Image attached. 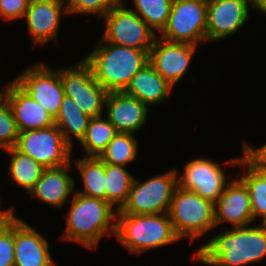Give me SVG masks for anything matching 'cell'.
Segmentation results:
<instances>
[{"instance_id": "7", "label": "cell", "mask_w": 266, "mask_h": 266, "mask_svg": "<svg viewBox=\"0 0 266 266\" xmlns=\"http://www.w3.org/2000/svg\"><path fill=\"white\" fill-rule=\"evenodd\" d=\"M207 0H173L167 24L159 37L198 45L206 42Z\"/></svg>"}, {"instance_id": "34", "label": "cell", "mask_w": 266, "mask_h": 266, "mask_svg": "<svg viewBox=\"0 0 266 266\" xmlns=\"http://www.w3.org/2000/svg\"><path fill=\"white\" fill-rule=\"evenodd\" d=\"M243 157L256 169L266 172V143L254 149L248 142L243 143Z\"/></svg>"}, {"instance_id": "30", "label": "cell", "mask_w": 266, "mask_h": 266, "mask_svg": "<svg viewBox=\"0 0 266 266\" xmlns=\"http://www.w3.org/2000/svg\"><path fill=\"white\" fill-rule=\"evenodd\" d=\"M19 135L16 120L10 104L0 94V149L15 146Z\"/></svg>"}, {"instance_id": "24", "label": "cell", "mask_w": 266, "mask_h": 266, "mask_svg": "<svg viewBox=\"0 0 266 266\" xmlns=\"http://www.w3.org/2000/svg\"><path fill=\"white\" fill-rule=\"evenodd\" d=\"M76 167L81 174L83 191L76 193L106 201L105 163L99 157L76 159Z\"/></svg>"}, {"instance_id": "11", "label": "cell", "mask_w": 266, "mask_h": 266, "mask_svg": "<svg viewBox=\"0 0 266 266\" xmlns=\"http://www.w3.org/2000/svg\"><path fill=\"white\" fill-rule=\"evenodd\" d=\"M39 62L27 67L14 81L55 120L65 96L58 70Z\"/></svg>"}, {"instance_id": "33", "label": "cell", "mask_w": 266, "mask_h": 266, "mask_svg": "<svg viewBox=\"0 0 266 266\" xmlns=\"http://www.w3.org/2000/svg\"><path fill=\"white\" fill-rule=\"evenodd\" d=\"M14 223L11 228L0 237V266H14Z\"/></svg>"}, {"instance_id": "26", "label": "cell", "mask_w": 266, "mask_h": 266, "mask_svg": "<svg viewBox=\"0 0 266 266\" xmlns=\"http://www.w3.org/2000/svg\"><path fill=\"white\" fill-rule=\"evenodd\" d=\"M106 201L120 210L127 202L135 177L126 167L105 163Z\"/></svg>"}, {"instance_id": "21", "label": "cell", "mask_w": 266, "mask_h": 266, "mask_svg": "<svg viewBox=\"0 0 266 266\" xmlns=\"http://www.w3.org/2000/svg\"><path fill=\"white\" fill-rule=\"evenodd\" d=\"M173 88L174 86L148 63L132 77L123 93L139 99L149 107L167 101Z\"/></svg>"}, {"instance_id": "19", "label": "cell", "mask_w": 266, "mask_h": 266, "mask_svg": "<svg viewBox=\"0 0 266 266\" xmlns=\"http://www.w3.org/2000/svg\"><path fill=\"white\" fill-rule=\"evenodd\" d=\"M104 108L117 132L132 134L145 126L149 112L146 104L123 92L108 93Z\"/></svg>"}, {"instance_id": "13", "label": "cell", "mask_w": 266, "mask_h": 266, "mask_svg": "<svg viewBox=\"0 0 266 266\" xmlns=\"http://www.w3.org/2000/svg\"><path fill=\"white\" fill-rule=\"evenodd\" d=\"M252 0H207L206 42H219L236 33L249 20Z\"/></svg>"}, {"instance_id": "5", "label": "cell", "mask_w": 266, "mask_h": 266, "mask_svg": "<svg viewBox=\"0 0 266 266\" xmlns=\"http://www.w3.org/2000/svg\"><path fill=\"white\" fill-rule=\"evenodd\" d=\"M176 235L190 244L215 227L214 203L179 186L174 190L168 211Z\"/></svg>"}, {"instance_id": "29", "label": "cell", "mask_w": 266, "mask_h": 266, "mask_svg": "<svg viewBox=\"0 0 266 266\" xmlns=\"http://www.w3.org/2000/svg\"><path fill=\"white\" fill-rule=\"evenodd\" d=\"M172 2L173 0H134L135 9L132 10L157 34L167 24Z\"/></svg>"}, {"instance_id": "28", "label": "cell", "mask_w": 266, "mask_h": 266, "mask_svg": "<svg viewBox=\"0 0 266 266\" xmlns=\"http://www.w3.org/2000/svg\"><path fill=\"white\" fill-rule=\"evenodd\" d=\"M138 140L132 133L117 132L100 155L104 163L127 167L138 158Z\"/></svg>"}, {"instance_id": "15", "label": "cell", "mask_w": 266, "mask_h": 266, "mask_svg": "<svg viewBox=\"0 0 266 266\" xmlns=\"http://www.w3.org/2000/svg\"><path fill=\"white\" fill-rule=\"evenodd\" d=\"M62 14H68L67 0H30L23 18L34 45L57 39Z\"/></svg>"}, {"instance_id": "12", "label": "cell", "mask_w": 266, "mask_h": 266, "mask_svg": "<svg viewBox=\"0 0 266 266\" xmlns=\"http://www.w3.org/2000/svg\"><path fill=\"white\" fill-rule=\"evenodd\" d=\"M227 178L221 165L200 157L185 164L182 175L179 176L178 173L177 182L180 188L195 192L215 203L228 184Z\"/></svg>"}, {"instance_id": "8", "label": "cell", "mask_w": 266, "mask_h": 266, "mask_svg": "<svg viewBox=\"0 0 266 266\" xmlns=\"http://www.w3.org/2000/svg\"><path fill=\"white\" fill-rule=\"evenodd\" d=\"M14 147L29 155L45 169L64 166L73 159L72 147L65 141L63 133L55 124L19 132Z\"/></svg>"}, {"instance_id": "25", "label": "cell", "mask_w": 266, "mask_h": 266, "mask_svg": "<svg viewBox=\"0 0 266 266\" xmlns=\"http://www.w3.org/2000/svg\"><path fill=\"white\" fill-rule=\"evenodd\" d=\"M4 151L11 155L8 168L10 177L15 183L25 188L26 193H29L40 179L45 168L15 147Z\"/></svg>"}, {"instance_id": "4", "label": "cell", "mask_w": 266, "mask_h": 266, "mask_svg": "<svg viewBox=\"0 0 266 266\" xmlns=\"http://www.w3.org/2000/svg\"><path fill=\"white\" fill-rule=\"evenodd\" d=\"M115 237L131 254H142L181 240L168 213L116 214Z\"/></svg>"}, {"instance_id": "35", "label": "cell", "mask_w": 266, "mask_h": 266, "mask_svg": "<svg viewBox=\"0 0 266 266\" xmlns=\"http://www.w3.org/2000/svg\"><path fill=\"white\" fill-rule=\"evenodd\" d=\"M14 209L0 210V237L7 232L18 217L14 215Z\"/></svg>"}, {"instance_id": "16", "label": "cell", "mask_w": 266, "mask_h": 266, "mask_svg": "<svg viewBox=\"0 0 266 266\" xmlns=\"http://www.w3.org/2000/svg\"><path fill=\"white\" fill-rule=\"evenodd\" d=\"M214 219L215 227L225 222H229L232 228L253 224L250 195L239 178L230 180L214 203Z\"/></svg>"}, {"instance_id": "32", "label": "cell", "mask_w": 266, "mask_h": 266, "mask_svg": "<svg viewBox=\"0 0 266 266\" xmlns=\"http://www.w3.org/2000/svg\"><path fill=\"white\" fill-rule=\"evenodd\" d=\"M29 2L30 0H0V18L5 21L23 18Z\"/></svg>"}, {"instance_id": "10", "label": "cell", "mask_w": 266, "mask_h": 266, "mask_svg": "<svg viewBox=\"0 0 266 266\" xmlns=\"http://www.w3.org/2000/svg\"><path fill=\"white\" fill-rule=\"evenodd\" d=\"M105 29L102 39L118 46L150 51L156 33L132 8L124 3L104 16Z\"/></svg>"}, {"instance_id": "18", "label": "cell", "mask_w": 266, "mask_h": 266, "mask_svg": "<svg viewBox=\"0 0 266 266\" xmlns=\"http://www.w3.org/2000/svg\"><path fill=\"white\" fill-rule=\"evenodd\" d=\"M4 88L0 94L10 104L19 132L46 128L55 124L48 112L14 80Z\"/></svg>"}, {"instance_id": "9", "label": "cell", "mask_w": 266, "mask_h": 266, "mask_svg": "<svg viewBox=\"0 0 266 266\" xmlns=\"http://www.w3.org/2000/svg\"><path fill=\"white\" fill-rule=\"evenodd\" d=\"M58 71L65 96L70 97L90 117L103 116L108 92L94 79L90 66L82 59Z\"/></svg>"}, {"instance_id": "22", "label": "cell", "mask_w": 266, "mask_h": 266, "mask_svg": "<svg viewBox=\"0 0 266 266\" xmlns=\"http://www.w3.org/2000/svg\"><path fill=\"white\" fill-rule=\"evenodd\" d=\"M225 163L230 164V166H242L243 169H247L238 178L248 189L254 222L257 217H261V223L266 224V172L256 169L243 156L230 159V161Z\"/></svg>"}, {"instance_id": "6", "label": "cell", "mask_w": 266, "mask_h": 266, "mask_svg": "<svg viewBox=\"0 0 266 266\" xmlns=\"http://www.w3.org/2000/svg\"><path fill=\"white\" fill-rule=\"evenodd\" d=\"M177 173L176 168L143 182L135 178L127 202L116 214L168 213L174 190L178 186Z\"/></svg>"}, {"instance_id": "2", "label": "cell", "mask_w": 266, "mask_h": 266, "mask_svg": "<svg viewBox=\"0 0 266 266\" xmlns=\"http://www.w3.org/2000/svg\"><path fill=\"white\" fill-rule=\"evenodd\" d=\"M72 196L62 240L93 250L103 236L116 234L117 210L107 201L76 192Z\"/></svg>"}, {"instance_id": "23", "label": "cell", "mask_w": 266, "mask_h": 266, "mask_svg": "<svg viewBox=\"0 0 266 266\" xmlns=\"http://www.w3.org/2000/svg\"><path fill=\"white\" fill-rule=\"evenodd\" d=\"M91 118L83 113L70 97L64 96L54 123L63 133L65 141L73 148L72 137L80 142Z\"/></svg>"}, {"instance_id": "3", "label": "cell", "mask_w": 266, "mask_h": 266, "mask_svg": "<svg viewBox=\"0 0 266 266\" xmlns=\"http://www.w3.org/2000/svg\"><path fill=\"white\" fill-rule=\"evenodd\" d=\"M102 41L83 60L108 93L123 92L132 77L149 63V51Z\"/></svg>"}, {"instance_id": "17", "label": "cell", "mask_w": 266, "mask_h": 266, "mask_svg": "<svg viewBox=\"0 0 266 266\" xmlns=\"http://www.w3.org/2000/svg\"><path fill=\"white\" fill-rule=\"evenodd\" d=\"M14 247V266H57L47 239L20 218L14 222Z\"/></svg>"}, {"instance_id": "1", "label": "cell", "mask_w": 266, "mask_h": 266, "mask_svg": "<svg viewBox=\"0 0 266 266\" xmlns=\"http://www.w3.org/2000/svg\"><path fill=\"white\" fill-rule=\"evenodd\" d=\"M208 266H245L266 258V224L231 228L212 237L193 253Z\"/></svg>"}, {"instance_id": "36", "label": "cell", "mask_w": 266, "mask_h": 266, "mask_svg": "<svg viewBox=\"0 0 266 266\" xmlns=\"http://www.w3.org/2000/svg\"><path fill=\"white\" fill-rule=\"evenodd\" d=\"M254 10L266 15V0H252Z\"/></svg>"}, {"instance_id": "31", "label": "cell", "mask_w": 266, "mask_h": 266, "mask_svg": "<svg viewBox=\"0 0 266 266\" xmlns=\"http://www.w3.org/2000/svg\"><path fill=\"white\" fill-rule=\"evenodd\" d=\"M124 0H67L68 14H95L98 19L123 4Z\"/></svg>"}, {"instance_id": "14", "label": "cell", "mask_w": 266, "mask_h": 266, "mask_svg": "<svg viewBox=\"0 0 266 266\" xmlns=\"http://www.w3.org/2000/svg\"><path fill=\"white\" fill-rule=\"evenodd\" d=\"M197 45L170 42L156 37L149 51V63L172 86L187 73Z\"/></svg>"}, {"instance_id": "27", "label": "cell", "mask_w": 266, "mask_h": 266, "mask_svg": "<svg viewBox=\"0 0 266 266\" xmlns=\"http://www.w3.org/2000/svg\"><path fill=\"white\" fill-rule=\"evenodd\" d=\"M116 134L115 127L107 118L93 117L79 143L83 147L86 157H100Z\"/></svg>"}, {"instance_id": "20", "label": "cell", "mask_w": 266, "mask_h": 266, "mask_svg": "<svg viewBox=\"0 0 266 266\" xmlns=\"http://www.w3.org/2000/svg\"><path fill=\"white\" fill-rule=\"evenodd\" d=\"M70 163L56 168H47L29 192L30 196L52 207L62 208L68 197L75 193V179L70 175Z\"/></svg>"}]
</instances>
